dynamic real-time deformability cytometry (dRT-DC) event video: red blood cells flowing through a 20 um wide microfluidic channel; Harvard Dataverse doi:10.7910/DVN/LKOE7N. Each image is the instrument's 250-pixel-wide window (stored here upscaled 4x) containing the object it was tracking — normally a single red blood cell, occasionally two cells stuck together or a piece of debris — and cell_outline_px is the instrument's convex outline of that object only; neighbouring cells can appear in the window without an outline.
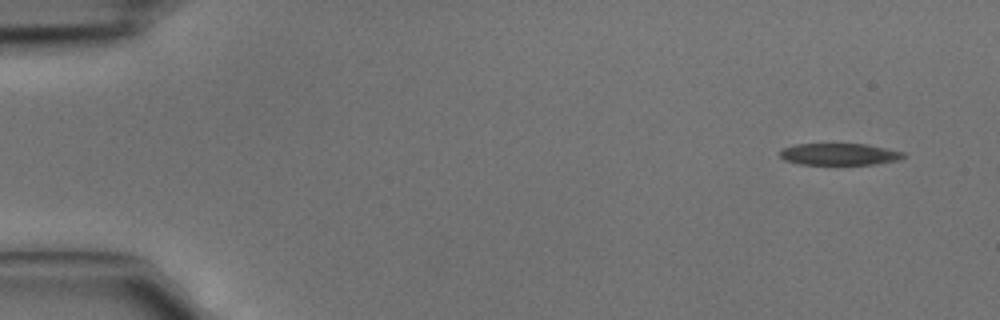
{"species": "common noctule bat (a hibernating species)", "species_latin": "Nyctalus noctula", "temperature_condition": "cold", "stored_images_in_passage": 3, "camera_frame_rate_fps": 3000, "um_per_image_px": 0.085, "animal": {"sex": "male", "body_mass_g": 15.6}, "frame": {"image": 1, "passage_image": 1, "time_ms": 0.0, "image_size_px": [1000, 320], "cell_outline_px": [[904, 156], [900, 160], [876, 164], [800, 164], [784, 160], [780, 156], [780, 152], [784, 148], [796, 144], [864, 144], [904, 152]], "centroid_in_image_um": [71.34, 13.11], "position_along_channel_um": 13.7, "area_um2": 15.49}}
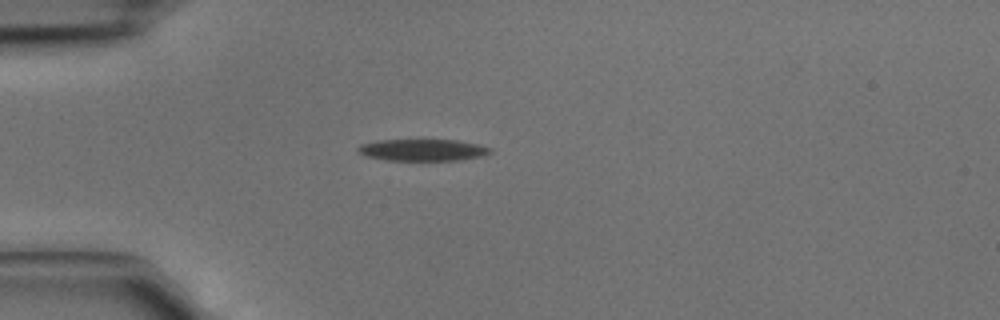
{"frame": {"image": 2, "passage_image": 3, "time_ms": 0.667, "image_size_px": [1000, 320], "cell_outline_px": [[492, 152], [480, 156], [460, 160], [388, 160], [364, 156], [356, 152], [356, 148], [360, 144], [376, 140], [456, 140], [480, 144], [492, 148]], "centroid_in_image_um": [35.89, 12.74], "position_along_channel_um": 49.1, "area_um2": 16.88}}